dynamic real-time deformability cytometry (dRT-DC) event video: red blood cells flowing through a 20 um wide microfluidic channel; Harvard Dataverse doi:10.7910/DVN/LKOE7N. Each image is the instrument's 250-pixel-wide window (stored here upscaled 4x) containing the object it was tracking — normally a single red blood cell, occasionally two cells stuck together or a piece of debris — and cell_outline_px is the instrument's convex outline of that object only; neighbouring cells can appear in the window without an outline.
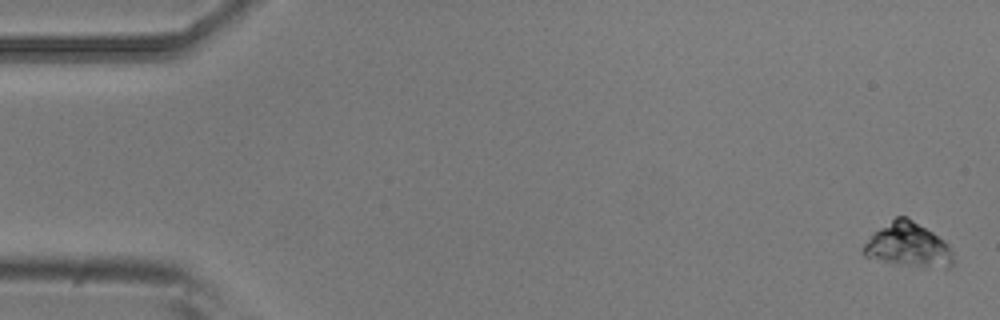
{"species": "common noctule bat (a hibernating species)", "species_latin": "Nyctalus noctula", "temperature_condition": "room temperature", "stored_images_in_passage": 6, "camera_frame_rate_fps": 3000, "um_per_image_px": 0.085, "animal": {"sex": "male", "body_mass_g": 20.5, "forearm_length_mm": 52.5}, "frame": {"image": 1, "passage_image": 1, "time_ms": 0.0, "image_size_px": [1000, 320], "cell_outline_px": [[952, 264], [948, 268], [924, 268], [896, 264], [864, 256], [860, 252], [860, 248], [872, 232], [896, 216], [908, 216], [944, 240], [948, 244], [952, 252]], "centroid_in_image_um": [77.14, 20.83], "position_along_channel_um": 7.9, "area_um2": 23.58}}
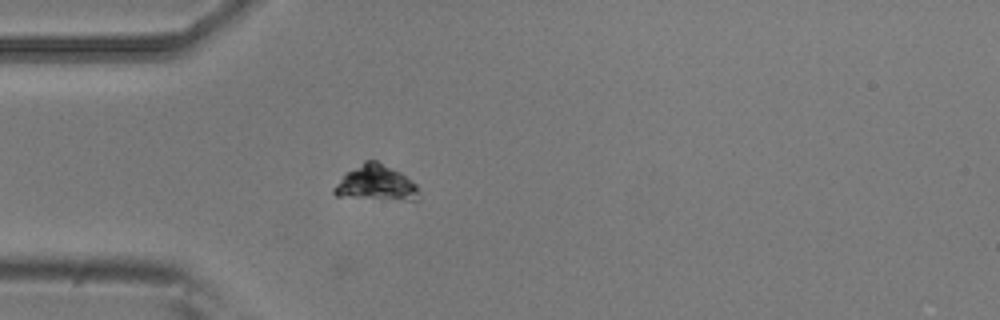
{"frame": {"image": 2, "passage_image": 5, "time_ms": 1.333, "image_size_px": [1000, 320], "cell_outline_px": [[416, 200], [408, 200], [336, 196], [332, 192], [332, 188], [344, 172], [364, 160], [376, 160], [400, 172], [416, 184]], "centroid_in_image_um": [31.86, 15.53], "position_along_channel_um": 53.1, "area_um2": 17.34}}